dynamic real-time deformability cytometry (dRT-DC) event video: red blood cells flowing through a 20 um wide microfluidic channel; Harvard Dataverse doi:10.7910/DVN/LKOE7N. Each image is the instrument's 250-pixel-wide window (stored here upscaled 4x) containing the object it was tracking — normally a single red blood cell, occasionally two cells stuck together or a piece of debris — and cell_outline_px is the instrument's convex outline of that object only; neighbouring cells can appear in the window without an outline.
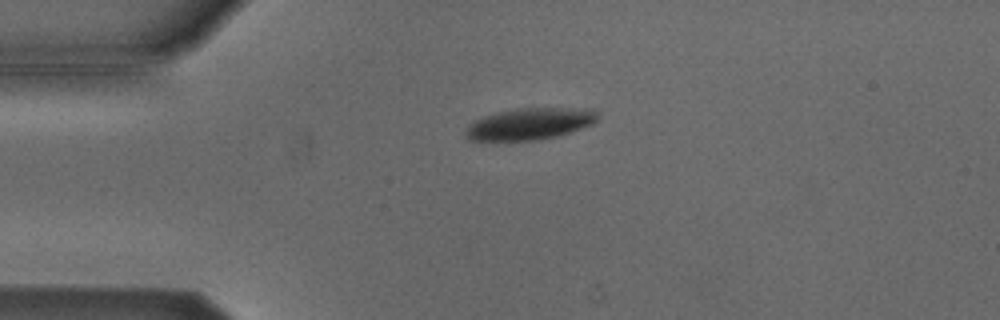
{"species": "Egyptian fruit bat (a non-hibernating species)", "species_latin": "Rousettus aegyptiacus", "temperature_condition": "cold", "stored_images_in_passage": 36, "camera_frame_rate_fps": 3000, "um_per_image_px": 0.085, "animal": {"sex": "male"}, "frame": {"image": 1, "passage_image": 1, "time_ms": 0.0, "image_size_px": [1000, 320], "cell_outline_px": [[596, 120], [592, 124], [556, 136], [532, 140], [468, 140], [468, 128], [476, 120], [484, 116], [516, 108], [596, 108]], "centroid_in_image_um": [45.09, 10.5], "position_along_channel_um": 39.9, "area_um2": 23.7}}
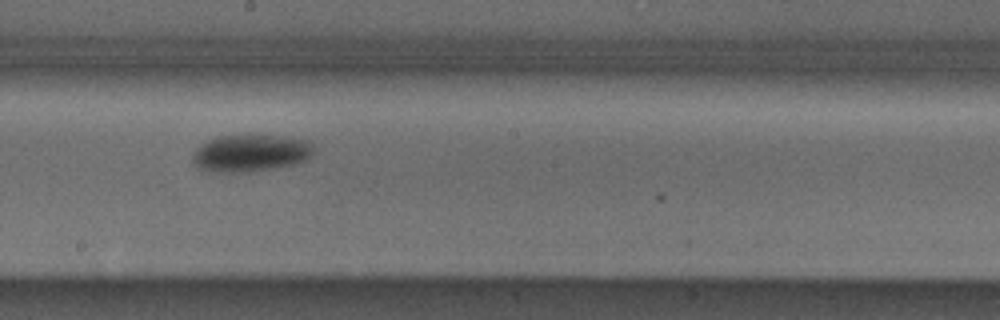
{"frame": {"image": 2, "passage_image": 18, "time_ms": 5.667, "image_size_px": [1000, 320], "cell_outline_px": [[316, 148], [312, 156], [304, 160], [292, 164], [272, 168], [248, 172], [220, 172], [200, 168], [192, 164], [192, 156], [196, 148], [200, 144], [216, 136], [244, 132], [252, 132], [308, 140]], "centroid_in_image_um": [21.29, 12.95], "position_along_channel_um": 226.9, "area_um2": 27.11}}
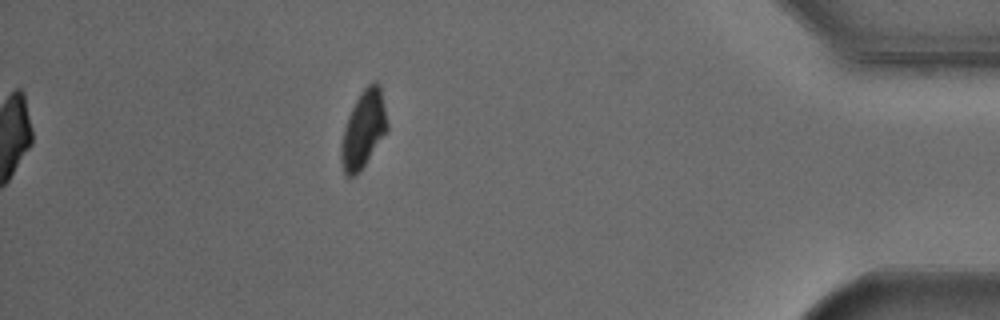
{"frame": {"image": 3, "passage_image": 36, "time_ms": 11.667, "image_size_px": [1000, 320], "cell_outline_px": [[388, 128], [360, 172], [356, 176], [348, 176], [344, 172], [340, 160], [340, 144], [344, 128], [348, 116], [360, 92], [372, 80], [376, 80], [380, 84], [388, 124]], "centroid_in_image_um": [30.88, 10.98], "position_along_channel_um": 404.3, "area_um2": 20.75}, "authors_computed_cell_mechanics": {"area_um2": 25.6632, "velocity_mm_per_s": 3.7793, "shape_relaxation_time_tau1_ms": 2.9239, "shape_relaxation_time_tau2_ms": null, "deformation_change_tau1": 0.1151, "deformation_change_tau2": null}}